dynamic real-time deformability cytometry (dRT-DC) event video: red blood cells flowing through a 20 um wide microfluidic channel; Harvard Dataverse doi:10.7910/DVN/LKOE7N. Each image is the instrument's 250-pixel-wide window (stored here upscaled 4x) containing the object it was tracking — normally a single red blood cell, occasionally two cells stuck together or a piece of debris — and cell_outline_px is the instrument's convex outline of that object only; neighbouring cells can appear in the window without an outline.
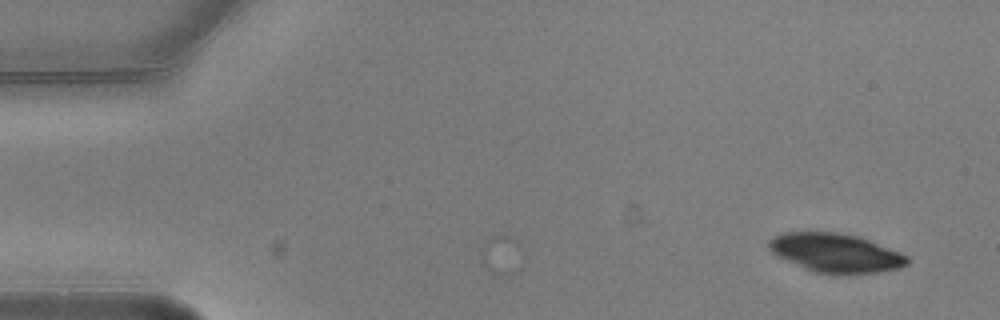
{"species": "common noctule bat (a hibernating species)", "species_latin": "Nyctalus noctula", "temperature_condition": "warm", "stored_images_in_passage": 3, "camera_frame_rate_fps": 3000, "um_per_image_px": 0.085, "animal": {"sex": "male", "body_mass_g": 20.5, "forearm_length_mm": 52.5}, "frame": {"image": 1, "passage_image": 3, "time_ms": 0.667, "image_size_px": [1000, 320], "cell_outline_px": [[908, 264], [900, 268], [880, 272], [812, 272], [776, 256], [768, 248], [768, 240], [772, 236], [784, 232], [836, 232], [860, 236], [900, 252], [908, 256]], "centroid_in_image_um": [71.0, 21.46], "position_along_channel_um": 14.0, "area_um2": 31.15}}